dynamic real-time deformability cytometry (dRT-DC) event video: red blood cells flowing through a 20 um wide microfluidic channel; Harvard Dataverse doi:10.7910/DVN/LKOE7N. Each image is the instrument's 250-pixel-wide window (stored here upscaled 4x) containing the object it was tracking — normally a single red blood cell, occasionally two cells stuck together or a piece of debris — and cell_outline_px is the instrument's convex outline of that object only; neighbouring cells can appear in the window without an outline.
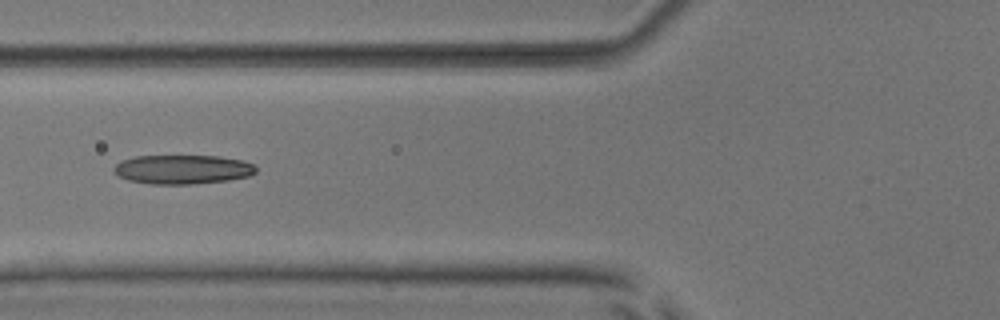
{"species": "common noctule bat (a hibernating species)", "species_latin": "Nyctalus noctula", "temperature_condition": "room temperature", "stored_images_in_passage": 7, "camera_frame_rate_fps": 3000, "um_per_image_px": 0.085, "animal": {"sex": "male", "body_mass_g": 17.9, "forearm_length_mm": 54.2}, "frame": {"image": 1, "passage_image": 6, "time_ms": 6.667, "image_size_px": [1000, 320], "cell_outline_px": [[256, 172], [248, 176], [228, 180], [192, 184], [152, 184], [128, 180], [116, 176], [112, 168], [120, 160], [136, 156], [216, 156], [240, 160], [252, 164], [256, 168]], "centroid_in_image_um": [15.45, 14.4], "position_along_channel_um": 110.4, "area_um2": 24.1}}
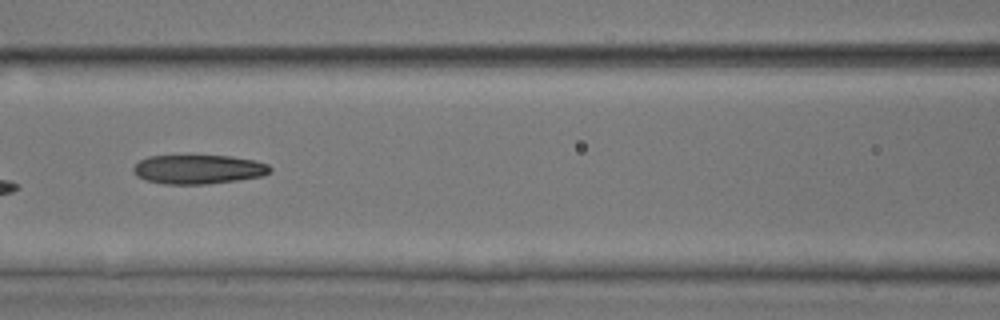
{"frame": {"image": 2, "passage_image": 7, "time_ms": 7.667, "image_size_px": [1000, 320], "cell_outline_px": [[272, 172], [264, 176], [208, 184], [164, 184], [148, 180], [136, 176], [132, 172], [132, 168], [140, 160], [148, 156], [232, 156], [256, 160], [268, 164], [272, 168]], "centroid_in_image_um": [16.9, 14.39], "position_along_channel_um": 149.7, "area_um2": 23.35}}